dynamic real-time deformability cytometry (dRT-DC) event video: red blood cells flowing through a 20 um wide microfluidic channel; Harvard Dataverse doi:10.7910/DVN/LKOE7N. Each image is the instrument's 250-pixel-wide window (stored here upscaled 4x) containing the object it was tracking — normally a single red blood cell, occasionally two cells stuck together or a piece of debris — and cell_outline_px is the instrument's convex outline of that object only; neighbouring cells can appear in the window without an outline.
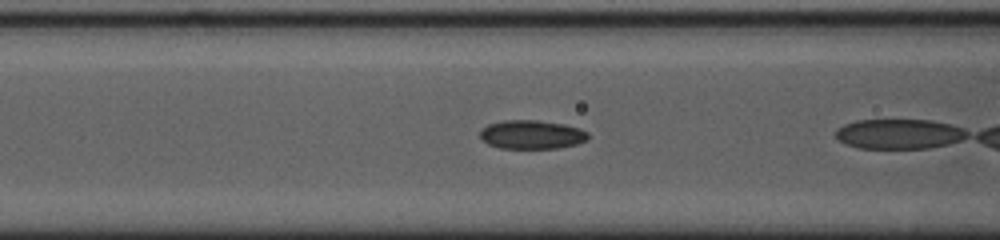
{"species": "common noctule bat (a hibernating species)", "species_latin": "Nyctalus noctula", "temperature_condition": "cold", "stored_images_in_passage": 16, "camera_frame_rate_fps": 3000, "um_per_image_px": 0.085, "animal": {"sex": "female", "body_mass_g": 23.0, "forearm_length_mm": 53.4}, "frame": {"image": 1, "passage_image": 5, "time_ms": 1.333, "image_size_px": [1000, 240], "cell_outline_px": [[588, 140], [576, 144], [556, 148], [500, 148], [488, 144], [480, 136], [480, 132], [488, 124], [504, 120], [536, 120], [564, 124], [580, 128], [588, 132]], "centroid_in_image_um": [45.22, 11.43], "position_along_channel_um": 121.4, "area_um2": 18.03}}